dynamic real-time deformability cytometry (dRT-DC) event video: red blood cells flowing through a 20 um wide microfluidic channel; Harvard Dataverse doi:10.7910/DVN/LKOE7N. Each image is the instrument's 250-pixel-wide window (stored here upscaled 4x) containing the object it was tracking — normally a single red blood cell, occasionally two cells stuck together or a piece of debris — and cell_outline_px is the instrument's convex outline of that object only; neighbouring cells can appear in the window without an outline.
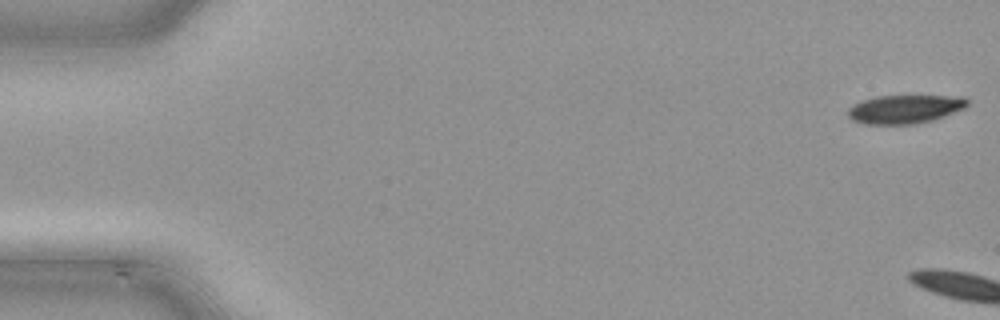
{"species": "common noctule bat (a hibernating species)", "species_latin": "Nyctalus noctula", "temperature_condition": "cold", "stored_images_in_passage": 4, "camera_frame_rate_fps": 3000, "um_per_image_px": 0.085, "animal": {"sex": "male", "body_mass_g": 21.5, "forearm_length_mm": 52.0}, "frame": {"image": 1, "passage_image": 1, "time_ms": 0.0, "image_size_px": [1000, 320], "cell_outline_px": [[968, 104], [964, 108], [944, 116], [932, 120], [912, 124], [864, 124], [852, 120], [848, 116], [848, 108], [860, 100], [876, 96], [964, 96], [968, 100]], "centroid_in_image_um": [76.88, 9.27], "position_along_channel_um": 8.1, "area_um2": 19.88}}